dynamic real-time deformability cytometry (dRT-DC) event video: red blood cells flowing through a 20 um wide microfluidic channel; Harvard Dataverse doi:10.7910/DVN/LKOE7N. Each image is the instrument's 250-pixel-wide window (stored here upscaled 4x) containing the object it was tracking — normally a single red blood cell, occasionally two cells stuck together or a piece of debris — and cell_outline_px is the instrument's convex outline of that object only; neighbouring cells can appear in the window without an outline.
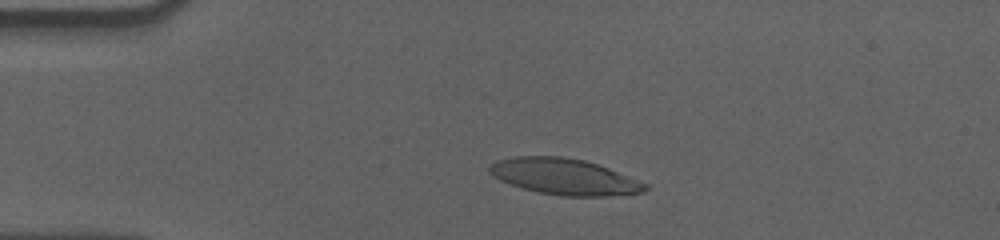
{"species": "human", "species_latin": "Homo sapiens", "temperature_condition": "cold", "stored_images_in_passage": 47, "camera_frame_rate_fps": 3000, "um_per_image_px": 0.085, "donor": {"sex": "male"}, "frame": {"image": 1, "passage_image": 9, "time_ms": 2.667, "image_size_px": [1000, 240], "cell_outline_px": [[648, 188], [644, 192], [608, 196], [560, 196], [540, 192], [524, 188], [500, 180], [488, 172], [488, 164], [496, 160], [512, 156], [560, 156], [584, 160], [608, 168], [648, 184]], "centroid_in_image_um": [47.94, 15.01], "position_along_channel_um": 37.1, "area_um2": 32.66}}
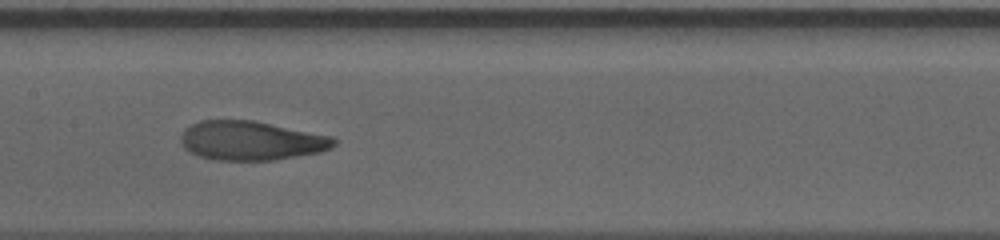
{"frame": {"image": 2, "passage_image": 25, "time_ms": 8.0, "image_size_px": [1000, 240], "cell_outline_px": [[336, 144], [320, 152], [276, 160], [216, 160], [196, 156], [188, 152], [180, 144], [180, 132], [184, 128], [200, 120], [252, 120], [336, 136]], "centroid_in_image_um": [21.31, 11.95], "position_along_channel_um": 186.1, "area_um2": 35.49}}
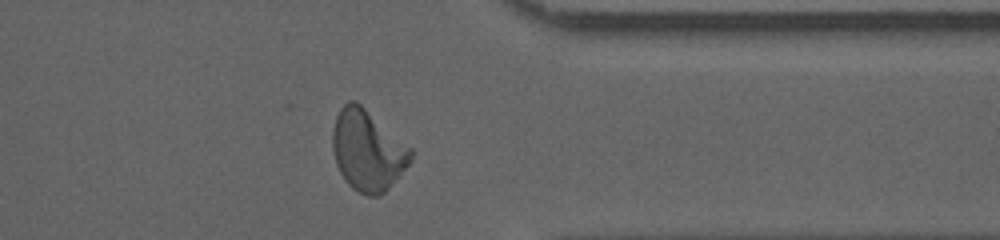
{"frame": {"image": 3, "passage_image": 42, "time_ms": 13.667, "image_size_px": [1000, 240], "cell_outline_px": [[416, 152], [412, 160], [400, 176], [380, 196], [368, 196], [352, 188], [344, 180], [336, 164], [332, 148], [332, 132], [336, 116], [340, 108], [348, 100], [356, 100], [412, 148]], "centroid_in_image_um": [31.26, 12.78], "position_along_channel_um": 380.1, "area_um2": 37.11}, "authors_computed_cell_mechanics": {"area_um2": 35.0846, "velocity_mm_per_s": 3.5573, "shape_relaxation_time_tau1_ms": 6.8959, "shape_relaxation_time_tau2_ms": 1.6527, "deformation_change_tau1": 0.243, "deformation_change_tau2": 0.0818}}